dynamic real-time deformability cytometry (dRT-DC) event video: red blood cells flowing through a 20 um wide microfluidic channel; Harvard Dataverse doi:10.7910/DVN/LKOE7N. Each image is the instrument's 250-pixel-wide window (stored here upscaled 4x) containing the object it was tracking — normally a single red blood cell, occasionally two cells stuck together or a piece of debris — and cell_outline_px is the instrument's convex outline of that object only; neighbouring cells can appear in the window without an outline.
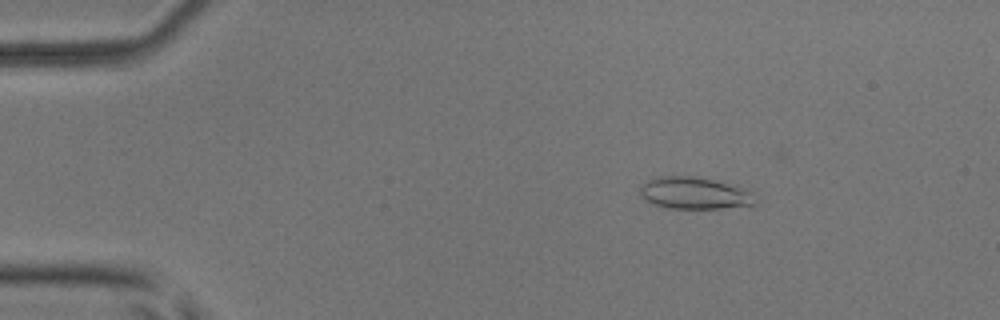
{"species": "common noctule bat (a hibernating species)", "species_latin": "Nyctalus noctula", "temperature_condition": "room temperature", "stored_images_in_passage": 44, "camera_frame_rate_fps": 3000, "um_per_image_px": 0.085, "animal": {"sex": "male", "body_mass_g": 17.9, "forearm_length_mm": 54.2}, "frame": {"image": 1, "passage_image": 1, "time_ms": 0.0, "image_size_px": [1000, 320], "cell_outline_px": [[756, 204], [720, 208], [668, 208], [644, 200], [640, 192], [640, 188], [648, 180], [656, 176], [696, 176], [712, 180], [752, 192]], "centroid_in_image_um": [58.97, 16.41], "position_along_channel_um": 26.0, "area_um2": 20.92}}
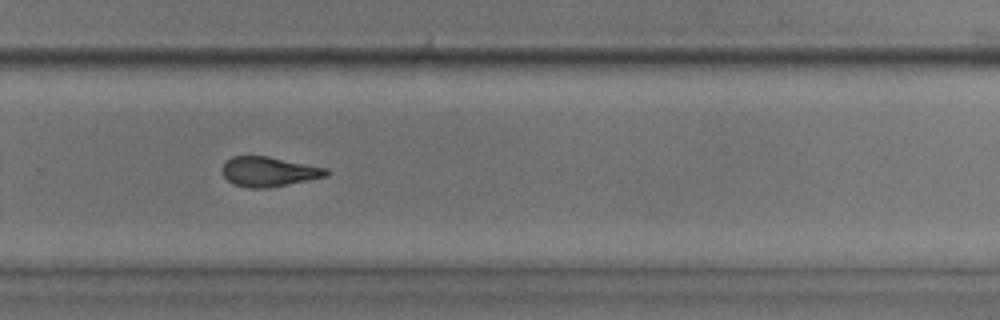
{"frame": {"image": 2, "passage_image": 28, "time_ms": 9.0, "image_size_px": [1000, 320], "cell_outline_px": [[328, 176], [268, 188], [248, 188], [232, 184], [220, 172], [220, 168], [224, 160], [232, 156], [268, 156], [328, 168]], "centroid_in_image_um": [22.79, 14.58], "position_along_channel_um": 307.0, "area_um2": 18.32}}
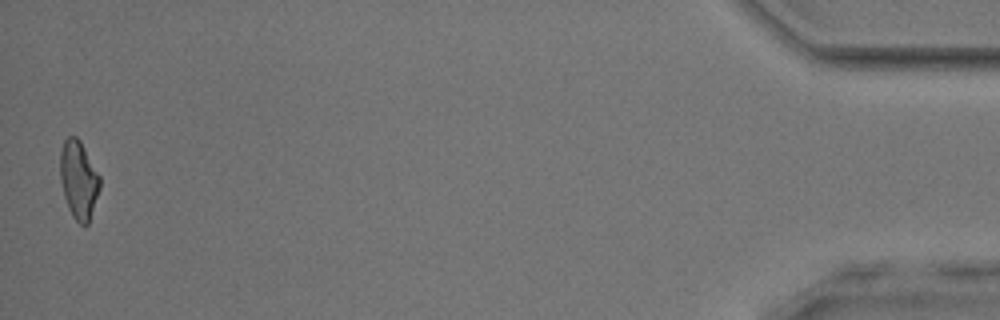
{"frame": {"image": 3, "passage_image": 44, "time_ms": 14.333, "image_size_px": [1000, 320], "cell_outline_px": [[100, 188], [88, 224], [84, 228], [72, 216], [68, 208], [64, 196], [60, 180], [60, 152], [64, 140], [68, 136], [76, 136], [80, 140], [100, 176]], "centroid_in_image_um": [6.68, 15.29], "position_along_channel_um": 428.5, "area_um2": 18.15}, "authors_computed_cell_mechanics": {"area_um2": 18.4671, "velocity_mm_per_s": 3.9789, "shape_relaxation_time_tau1_ms": 3.9243, "shape_relaxation_time_tau2_ms": 2.7777, "deformation_change_tau1": 0.1465, "deformation_change_tau2": 0.1201}}